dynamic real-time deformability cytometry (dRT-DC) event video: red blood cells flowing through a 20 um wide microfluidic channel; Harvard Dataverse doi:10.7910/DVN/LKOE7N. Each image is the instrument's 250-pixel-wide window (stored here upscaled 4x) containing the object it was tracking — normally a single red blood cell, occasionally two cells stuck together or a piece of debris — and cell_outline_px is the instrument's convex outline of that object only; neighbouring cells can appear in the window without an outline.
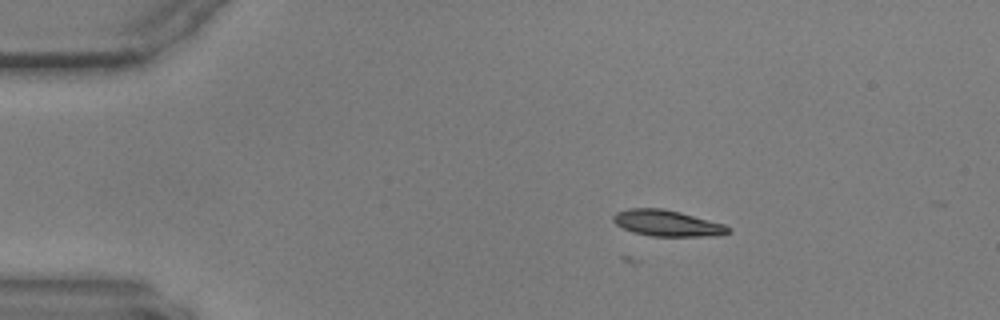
{"species": "common noctule bat (a hibernating species)", "species_latin": "Nyctalus noctula", "temperature_condition": "warm", "stored_images_in_passage": 2, "camera_frame_rate_fps": 3000, "um_per_image_px": 0.085, "animal": {"sex": "male", "body_mass_g": 17.9, "forearm_length_mm": 54.2}, "frame": {"image": 1, "passage_image": 2, "time_ms": 0.333, "image_size_px": [1000, 320], "cell_outline_px": [[732, 232], [716, 236], [652, 236], [632, 232], [616, 224], [612, 220], [612, 216], [616, 212], [628, 208], [664, 208], [680, 212], [724, 224], [732, 228]], "centroid_in_image_um": [56.72, 18.97], "position_along_channel_um": 28.3, "area_um2": 17.63}}